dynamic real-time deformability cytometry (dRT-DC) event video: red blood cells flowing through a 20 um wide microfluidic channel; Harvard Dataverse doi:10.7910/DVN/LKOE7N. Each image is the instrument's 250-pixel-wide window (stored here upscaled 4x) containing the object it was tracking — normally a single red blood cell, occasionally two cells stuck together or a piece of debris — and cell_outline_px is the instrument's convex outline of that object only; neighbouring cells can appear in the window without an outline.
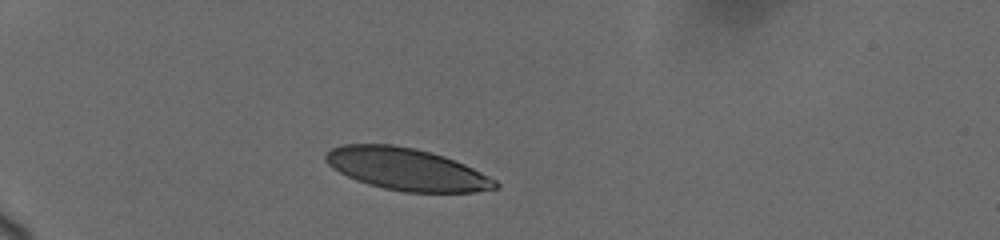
{"species": "human", "species_latin": "Homo sapiens", "temperature_condition": "cold", "stored_images_in_passage": 28, "camera_frame_rate_fps": 3000, "um_per_image_px": 0.085, "donor": {"sex": "female"}, "frame": {"image": 1, "passage_image": 1, "time_ms": 0.0, "image_size_px": [1000, 240], "cell_outline_px": [[500, 188], [476, 192], [404, 192], [384, 188], [368, 184], [356, 180], [340, 172], [328, 164], [324, 160], [324, 156], [332, 148], [340, 144], [392, 144], [412, 148], [444, 156], [464, 164], [496, 180], [500, 184]], "centroid_in_image_um": [34.56, 14.39], "position_along_channel_um": 50.4, "area_um2": 41.44}}
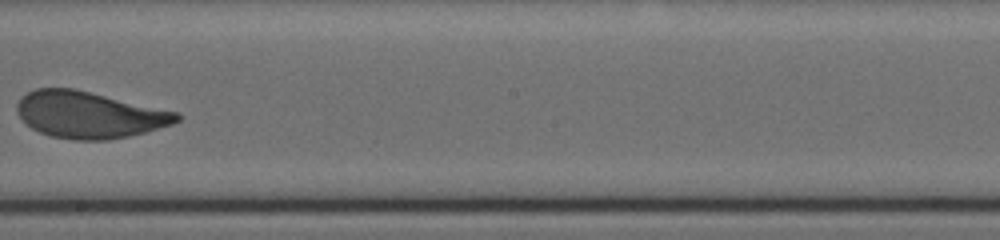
{"frame": {"image": 2, "passage_image": 15, "time_ms": 6.333, "image_size_px": [1000, 240], "cell_outline_px": [[180, 120], [172, 124], [144, 132], [128, 136], [108, 140], [72, 140], [52, 136], [40, 132], [32, 128], [16, 112], [16, 104], [20, 96], [36, 88], [76, 88], [180, 112]], "centroid_in_image_um": [7.59, 9.74], "position_along_channel_um": 240.6, "area_um2": 43.64}}
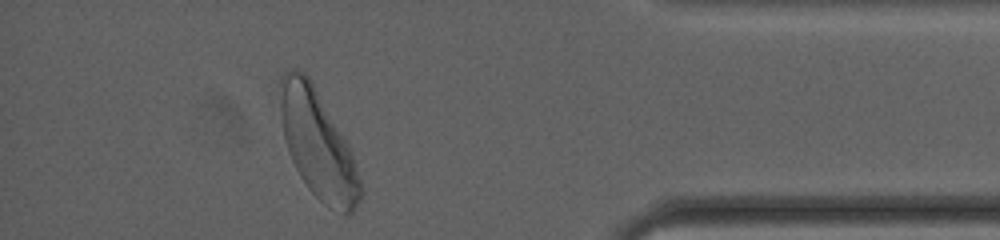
{"frame": {"image": 3, "passage_image": 28, "time_ms": 11.667, "image_size_px": [1000, 240], "cell_outline_px": [[364, 192], [360, 200], [352, 212], [348, 216], [328, 208], [308, 188], [300, 176], [288, 152], [284, 136], [280, 112], [280, 76], [284, 72], [292, 68], [296, 68], [304, 72], [312, 80], [344, 136], [352, 152]], "centroid_in_image_um": [27.03, 12.26], "position_along_channel_um": 408.2, "area_um2": 50.69}, "authors_computed_cell_mechanics": {"area_um2": 43.6679, "velocity_mm_per_s": 3.6571, "shape_relaxation_time_tau1_ms": 2.2211, "shape_relaxation_time_tau2_ms": 0.7735, "deformation_change_tau1": 0.1478, "deformation_change_tau2": 0.0745}}